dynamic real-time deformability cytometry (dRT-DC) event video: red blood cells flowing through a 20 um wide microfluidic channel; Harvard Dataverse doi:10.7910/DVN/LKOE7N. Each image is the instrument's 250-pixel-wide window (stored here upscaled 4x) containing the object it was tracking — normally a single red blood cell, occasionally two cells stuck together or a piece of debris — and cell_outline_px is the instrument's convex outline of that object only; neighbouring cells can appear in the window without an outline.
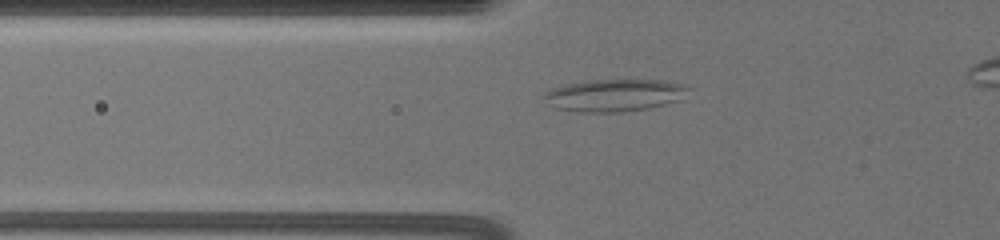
{"species": "common noctule bat (a hibernating species)", "species_latin": "Nyctalus noctula", "temperature_condition": "warm", "stored_images_in_passage": 27, "camera_frame_rate_fps": 3000, "um_per_image_px": 0.085, "animal": {"sex": "female", "body_mass_g": 19.5, "forearm_length_mm": 54.1}, "frame": {"image": 1, "passage_image": 4, "time_ms": 2.333, "image_size_px": [1000, 240], "cell_outline_px": [[688, 88], [676, 100], [664, 104], [648, 108], [620, 112], [580, 112], [556, 108], [540, 96], [544, 92], [552, 88], [568, 84], [588, 80], [664, 80], [680, 84]], "centroid_in_image_um": [52.12, 8.09], "position_along_channel_um": 73.7, "area_um2": 26.65}}
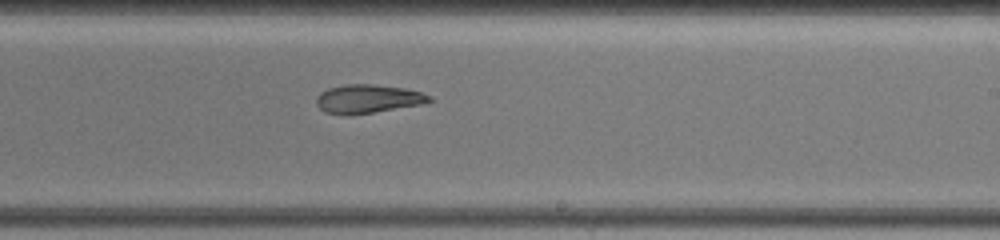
{"frame": {"image": 2, "passage_image": 15, "time_ms": 7.667, "image_size_px": [1000, 240], "cell_outline_px": [[432, 100], [420, 104], [372, 112], [324, 112], [316, 104], [316, 96], [320, 92], [328, 88], [344, 84], [372, 84], [404, 88], [420, 92], [432, 96]], "centroid_in_image_um": [31.26, 8.35], "position_along_channel_um": 257.7, "area_um2": 18.09}}
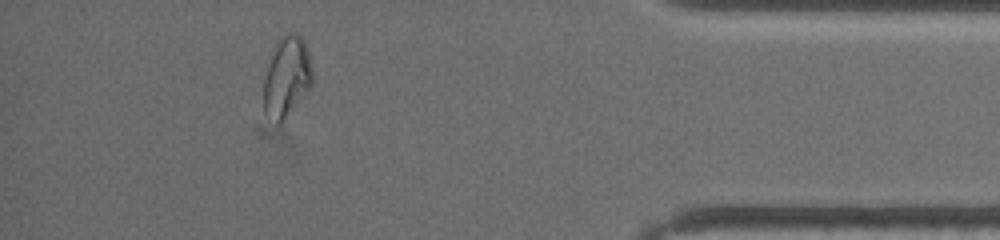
{"frame": {"image": 3, "passage_image": 26, "time_ms": 13.0, "image_size_px": [1000, 240], "cell_outline_px": [[312, 84], [280, 124], [276, 124], [264, 112], [264, 80], [276, 40], [280, 36], [288, 32], [296, 32], [304, 40], [308, 52], [312, 68]], "centroid_in_image_um": [24.37, 6.49], "position_along_channel_um": 410.8, "area_um2": 22.6}}